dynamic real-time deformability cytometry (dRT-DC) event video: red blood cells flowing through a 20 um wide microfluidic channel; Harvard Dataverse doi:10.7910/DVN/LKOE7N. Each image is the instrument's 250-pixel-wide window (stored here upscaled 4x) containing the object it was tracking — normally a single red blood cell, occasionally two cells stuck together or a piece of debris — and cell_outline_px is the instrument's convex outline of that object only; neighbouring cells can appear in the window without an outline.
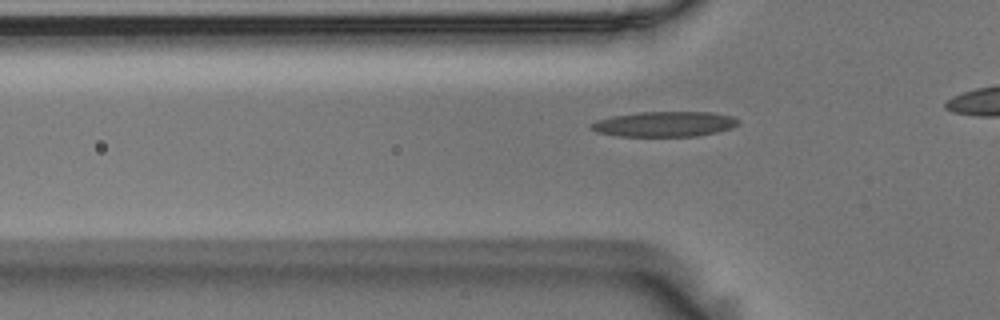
{"species": "Egyptian fruit bat (a non-hibernating species)", "species_latin": "Rousettus aegyptiacus", "temperature_condition": "room temperature", "stored_images_in_passage": 37, "camera_frame_rate_fps": 3000, "um_per_image_px": 0.085, "animal": {"sex": "male"}, "frame": {"image": 1, "passage_image": 10, "time_ms": 3.0, "image_size_px": [1000, 320], "cell_outline_px": [[740, 120], [732, 128], [716, 132], [696, 136], [616, 136], [596, 132], [588, 128], [588, 124], [596, 120], [612, 116], [636, 112], [712, 112], [732, 116]], "centroid_in_image_um": [56.42, 10.54], "position_along_channel_um": 69.4, "area_um2": 21.79}}
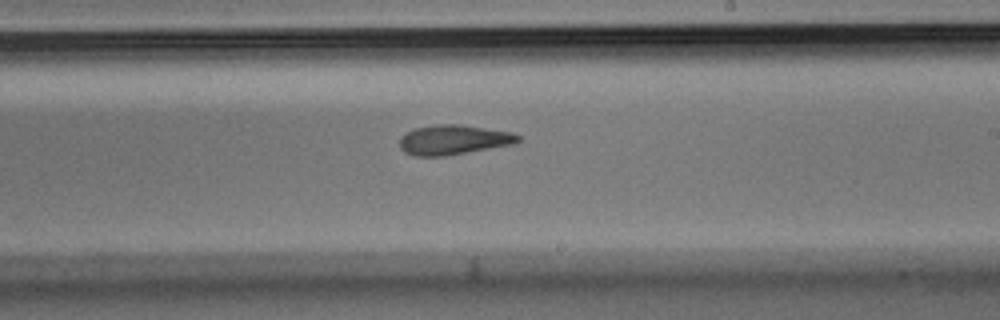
{"frame": {"image": 2, "passage_image": 25, "time_ms": 8.0, "image_size_px": [1000, 320], "cell_outline_px": [[520, 140], [516, 144], [444, 156], [416, 156], [404, 152], [400, 148], [400, 136], [412, 128], [436, 124], [460, 124], [512, 132], [520, 136]], "centroid_in_image_um": [38.54, 11.87], "position_along_channel_um": 250.5, "area_um2": 20.75}}
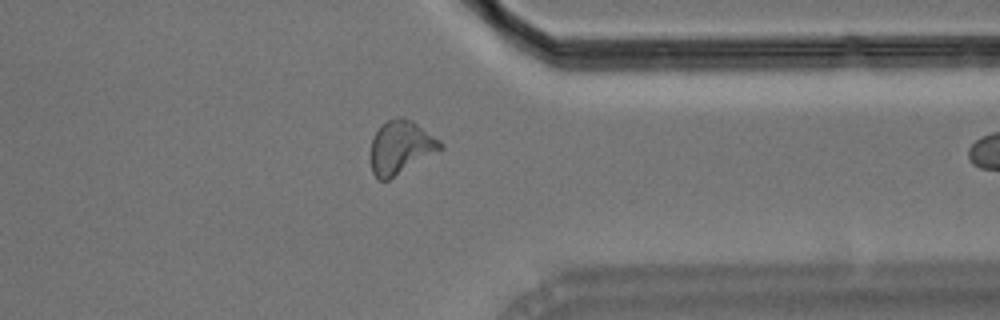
{"frame": {"image": 3, "passage_image": 36, "time_ms": 11.667, "image_size_px": [1000, 320], "cell_outline_px": [[444, 148], [388, 180], [380, 180], [372, 172], [372, 140], [380, 124], [396, 116], [400, 116], [412, 120], [440, 140], [444, 144]], "centroid_in_image_um": [34.09, 12.49], "position_along_channel_um": 377.3, "area_um2": 21.44}}